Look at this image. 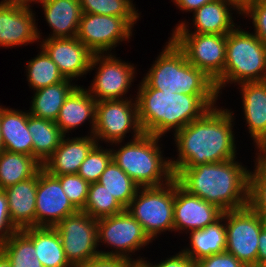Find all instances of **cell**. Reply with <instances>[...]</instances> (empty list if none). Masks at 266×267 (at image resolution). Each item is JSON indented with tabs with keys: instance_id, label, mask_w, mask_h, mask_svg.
<instances>
[{
	"instance_id": "d6986e66",
	"label": "cell",
	"mask_w": 266,
	"mask_h": 267,
	"mask_svg": "<svg viewBox=\"0 0 266 267\" xmlns=\"http://www.w3.org/2000/svg\"><path fill=\"white\" fill-rule=\"evenodd\" d=\"M192 14L191 23L186 19L179 20L174 28H172L171 33L227 35L240 23V21L234 22L237 21L239 16L241 17V13L232 4L224 0H215L204 4ZM233 14L236 15L237 19Z\"/></svg>"
},
{
	"instance_id": "74e56055",
	"label": "cell",
	"mask_w": 266,
	"mask_h": 267,
	"mask_svg": "<svg viewBox=\"0 0 266 267\" xmlns=\"http://www.w3.org/2000/svg\"><path fill=\"white\" fill-rule=\"evenodd\" d=\"M56 176L71 203L78 209L82 210L88 197L89 183L79 174H64Z\"/></svg>"
},
{
	"instance_id": "d590c367",
	"label": "cell",
	"mask_w": 266,
	"mask_h": 267,
	"mask_svg": "<svg viewBox=\"0 0 266 267\" xmlns=\"http://www.w3.org/2000/svg\"><path fill=\"white\" fill-rule=\"evenodd\" d=\"M249 170L248 205L266 220V161L255 151Z\"/></svg>"
},
{
	"instance_id": "681fc988",
	"label": "cell",
	"mask_w": 266,
	"mask_h": 267,
	"mask_svg": "<svg viewBox=\"0 0 266 267\" xmlns=\"http://www.w3.org/2000/svg\"><path fill=\"white\" fill-rule=\"evenodd\" d=\"M256 152L266 161V142Z\"/></svg>"
},
{
	"instance_id": "7402d4cb",
	"label": "cell",
	"mask_w": 266,
	"mask_h": 267,
	"mask_svg": "<svg viewBox=\"0 0 266 267\" xmlns=\"http://www.w3.org/2000/svg\"><path fill=\"white\" fill-rule=\"evenodd\" d=\"M97 101L83 85H78L66 98L55 123L65 136L87 124V134L93 135Z\"/></svg>"
},
{
	"instance_id": "ee69618b",
	"label": "cell",
	"mask_w": 266,
	"mask_h": 267,
	"mask_svg": "<svg viewBox=\"0 0 266 267\" xmlns=\"http://www.w3.org/2000/svg\"><path fill=\"white\" fill-rule=\"evenodd\" d=\"M215 0H171L176 6V9L181 12L193 13L202 7L204 4L213 2Z\"/></svg>"
},
{
	"instance_id": "8992f818",
	"label": "cell",
	"mask_w": 266,
	"mask_h": 267,
	"mask_svg": "<svg viewBox=\"0 0 266 267\" xmlns=\"http://www.w3.org/2000/svg\"><path fill=\"white\" fill-rule=\"evenodd\" d=\"M240 25L227 34L224 71L214 81L220 98L225 87L266 80V45L247 24L245 29Z\"/></svg>"
},
{
	"instance_id": "bcb514c9",
	"label": "cell",
	"mask_w": 266,
	"mask_h": 267,
	"mask_svg": "<svg viewBox=\"0 0 266 267\" xmlns=\"http://www.w3.org/2000/svg\"><path fill=\"white\" fill-rule=\"evenodd\" d=\"M232 4L241 14L255 1V0H224Z\"/></svg>"
},
{
	"instance_id": "e575fe53",
	"label": "cell",
	"mask_w": 266,
	"mask_h": 267,
	"mask_svg": "<svg viewBox=\"0 0 266 267\" xmlns=\"http://www.w3.org/2000/svg\"><path fill=\"white\" fill-rule=\"evenodd\" d=\"M124 210L125 208L106 190L105 186L99 182L89 185L87 201L81 211L86 212L92 218L100 219L116 215Z\"/></svg>"
},
{
	"instance_id": "60d3db41",
	"label": "cell",
	"mask_w": 266,
	"mask_h": 267,
	"mask_svg": "<svg viewBox=\"0 0 266 267\" xmlns=\"http://www.w3.org/2000/svg\"><path fill=\"white\" fill-rule=\"evenodd\" d=\"M168 257H164L159 262H151L148 257H144L141 267H195V261L189 257L187 253H185L182 249L180 251L175 252L174 255H167ZM170 256V257H169ZM165 259V260H164ZM150 261V262H149ZM154 263V264H153Z\"/></svg>"
},
{
	"instance_id": "4dcf8cb0",
	"label": "cell",
	"mask_w": 266,
	"mask_h": 267,
	"mask_svg": "<svg viewBox=\"0 0 266 267\" xmlns=\"http://www.w3.org/2000/svg\"><path fill=\"white\" fill-rule=\"evenodd\" d=\"M37 48V55L24 63L26 81L32 91L58 84L66 79L48 54L40 46Z\"/></svg>"
},
{
	"instance_id": "5b68a950",
	"label": "cell",
	"mask_w": 266,
	"mask_h": 267,
	"mask_svg": "<svg viewBox=\"0 0 266 267\" xmlns=\"http://www.w3.org/2000/svg\"><path fill=\"white\" fill-rule=\"evenodd\" d=\"M154 59L142 78L151 88L186 95H218L214 81L193 66L170 37Z\"/></svg>"
},
{
	"instance_id": "83f0119b",
	"label": "cell",
	"mask_w": 266,
	"mask_h": 267,
	"mask_svg": "<svg viewBox=\"0 0 266 267\" xmlns=\"http://www.w3.org/2000/svg\"><path fill=\"white\" fill-rule=\"evenodd\" d=\"M187 236L189 243L181 249L194 261L222 253L226 249L225 219L222 217L204 229L189 232Z\"/></svg>"
},
{
	"instance_id": "836d02e7",
	"label": "cell",
	"mask_w": 266,
	"mask_h": 267,
	"mask_svg": "<svg viewBox=\"0 0 266 267\" xmlns=\"http://www.w3.org/2000/svg\"><path fill=\"white\" fill-rule=\"evenodd\" d=\"M0 251L9 260L11 267H43L35 255L34 243L21 230L0 245Z\"/></svg>"
},
{
	"instance_id": "30bf717a",
	"label": "cell",
	"mask_w": 266,
	"mask_h": 267,
	"mask_svg": "<svg viewBox=\"0 0 266 267\" xmlns=\"http://www.w3.org/2000/svg\"><path fill=\"white\" fill-rule=\"evenodd\" d=\"M128 133H131L132 137L130 134L128 136ZM142 134L136 98L97 102L93 136L98 144L109 145L127 138L130 141Z\"/></svg>"
},
{
	"instance_id": "9a60e30c",
	"label": "cell",
	"mask_w": 266,
	"mask_h": 267,
	"mask_svg": "<svg viewBox=\"0 0 266 267\" xmlns=\"http://www.w3.org/2000/svg\"><path fill=\"white\" fill-rule=\"evenodd\" d=\"M223 210L198 196L189 194L174 177V236L186 235L216 223L222 218ZM186 234V235H185Z\"/></svg>"
},
{
	"instance_id": "ba28073f",
	"label": "cell",
	"mask_w": 266,
	"mask_h": 267,
	"mask_svg": "<svg viewBox=\"0 0 266 267\" xmlns=\"http://www.w3.org/2000/svg\"><path fill=\"white\" fill-rule=\"evenodd\" d=\"M126 210L152 241L174 233V178L161 186L140 187Z\"/></svg>"
},
{
	"instance_id": "d6a6232c",
	"label": "cell",
	"mask_w": 266,
	"mask_h": 267,
	"mask_svg": "<svg viewBox=\"0 0 266 267\" xmlns=\"http://www.w3.org/2000/svg\"><path fill=\"white\" fill-rule=\"evenodd\" d=\"M133 0H80L83 14H98L124 18L133 28L141 13Z\"/></svg>"
},
{
	"instance_id": "7a4b0ae2",
	"label": "cell",
	"mask_w": 266,
	"mask_h": 267,
	"mask_svg": "<svg viewBox=\"0 0 266 267\" xmlns=\"http://www.w3.org/2000/svg\"><path fill=\"white\" fill-rule=\"evenodd\" d=\"M138 120L143 133L166 138L201 118L219 95H186L151 88L143 79L136 88Z\"/></svg>"
},
{
	"instance_id": "ac0fdd59",
	"label": "cell",
	"mask_w": 266,
	"mask_h": 267,
	"mask_svg": "<svg viewBox=\"0 0 266 267\" xmlns=\"http://www.w3.org/2000/svg\"><path fill=\"white\" fill-rule=\"evenodd\" d=\"M36 45L48 54L65 78L76 82L88 75L93 53L76 37L39 38Z\"/></svg>"
},
{
	"instance_id": "484cf974",
	"label": "cell",
	"mask_w": 266,
	"mask_h": 267,
	"mask_svg": "<svg viewBox=\"0 0 266 267\" xmlns=\"http://www.w3.org/2000/svg\"><path fill=\"white\" fill-rule=\"evenodd\" d=\"M33 243L43 267H73L66 258L60 235L54 227H27L21 230Z\"/></svg>"
},
{
	"instance_id": "8d00e7d4",
	"label": "cell",
	"mask_w": 266,
	"mask_h": 267,
	"mask_svg": "<svg viewBox=\"0 0 266 267\" xmlns=\"http://www.w3.org/2000/svg\"><path fill=\"white\" fill-rule=\"evenodd\" d=\"M97 144L82 162L78 173L89 184L98 182L100 176L112 160L110 145ZM109 147V148H107Z\"/></svg>"
},
{
	"instance_id": "f6af8a7d",
	"label": "cell",
	"mask_w": 266,
	"mask_h": 267,
	"mask_svg": "<svg viewBox=\"0 0 266 267\" xmlns=\"http://www.w3.org/2000/svg\"><path fill=\"white\" fill-rule=\"evenodd\" d=\"M266 263V224L262 227L259 235L257 267H261Z\"/></svg>"
},
{
	"instance_id": "44dd1931",
	"label": "cell",
	"mask_w": 266,
	"mask_h": 267,
	"mask_svg": "<svg viewBox=\"0 0 266 267\" xmlns=\"http://www.w3.org/2000/svg\"><path fill=\"white\" fill-rule=\"evenodd\" d=\"M34 4L41 5L40 9H42L44 21L51 30L48 36H43L40 32L41 29L38 28L39 19H37L38 38H71L77 36L79 23L83 15L80 0H35Z\"/></svg>"
},
{
	"instance_id": "b9f144b4",
	"label": "cell",
	"mask_w": 266,
	"mask_h": 267,
	"mask_svg": "<svg viewBox=\"0 0 266 267\" xmlns=\"http://www.w3.org/2000/svg\"><path fill=\"white\" fill-rule=\"evenodd\" d=\"M195 267H247L234 255L224 251L195 261Z\"/></svg>"
},
{
	"instance_id": "c3c4849f",
	"label": "cell",
	"mask_w": 266,
	"mask_h": 267,
	"mask_svg": "<svg viewBox=\"0 0 266 267\" xmlns=\"http://www.w3.org/2000/svg\"><path fill=\"white\" fill-rule=\"evenodd\" d=\"M0 267H11L9 260L1 251H0Z\"/></svg>"
},
{
	"instance_id": "603a6c76",
	"label": "cell",
	"mask_w": 266,
	"mask_h": 267,
	"mask_svg": "<svg viewBox=\"0 0 266 267\" xmlns=\"http://www.w3.org/2000/svg\"><path fill=\"white\" fill-rule=\"evenodd\" d=\"M64 136L42 168L51 175L77 174L82 162L98 144L93 135Z\"/></svg>"
},
{
	"instance_id": "5bb4252c",
	"label": "cell",
	"mask_w": 266,
	"mask_h": 267,
	"mask_svg": "<svg viewBox=\"0 0 266 267\" xmlns=\"http://www.w3.org/2000/svg\"><path fill=\"white\" fill-rule=\"evenodd\" d=\"M187 60L215 81L224 71L227 35L171 33Z\"/></svg>"
},
{
	"instance_id": "1f68e13d",
	"label": "cell",
	"mask_w": 266,
	"mask_h": 267,
	"mask_svg": "<svg viewBox=\"0 0 266 267\" xmlns=\"http://www.w3.org/2000/svg\"><path fill=\"white\" fill-rule=\"evenodd\" d=\"M98 182L126 209L140 186L136 184L114 161L107 165Z\"/></svg>"
},
{
	"instance_id": "6da1fadb",
	"label": "cell",
	"mask_w": 266,
	"mask_h": 267,
	"mask_svg": "<svg viewBox=\"0 0 266 267\" xmlns=\"http://www.w3.org/2000/svg\"><path fill=\"white\" fill-rule=\"evenodd\" d=\"M219 106L221 105L218 103L201 118L172 135L177 152V157H170L173 174L180 167H194L238 158L239 141L234 131V128H237L236 113L231 107Z\"/></svg>"
},
{
	"instance_id": "d4e9b609",
	"label": "cell",
	"mask_w": 266,
	"mask_h": 267,
	"mask_svg": "<svg viewBox=\"0 0 266 267\" xmlns=\"http://www.w3.org/2000/svg\"><path fill=\"white\" fill-rule=\"evenodd\" d=\"M1 133L5 151L33 156V140L28 130V110L1 104Z\"/></svg>"
},
{
	"instance_id": "f1b7e54d",
	"label": "cell",
	"mask_w": 266,
	"mask_h": 267,
	"mask_svg": "<svg viewBox=\"0 0 266 267\" xmlns=\"http://www.w3.org/2000/svg\"><path fill=\"white\" fill-rule=\"evenodd\" d=\"M28 130L33 140V157L43 165L65 136L54 121L29 114Z\"/></svg>"
},
{
	"instance_id": "e0dca14e",
	"label": "cell",
	"mask_w": 266,
	"mask_h": 267,
	"mask_svg": "<svg viewBox=\"0 0 266 267\" xmlns=\"http://www.w3.org/2000/svg\"><path fill=\"white\" fill-rule=\"evenodd\" d=\"M35 13L33 5L0 3V48L38 43Z\"/></svg>"
},
{
	"instance_id": "f35d334b",
	"label": "cell",
	"mask_w": 266,
	"mask_h": 267,
	"mask_svg": "<svg viewBox=\"0 0 266 267\" xmlns=\"http://www.w3.org/2000/svg\"><path fill=\"white\" fill-rule=\"evenodd\" d=\"M241 16H243L242 19H245V22L248 19V22H252L250 27L251 29L254 28L253 33L266 45V2L255 0Z\"/></svg>"
},
{
	"instance_id": "52a82bcc",
	"label": "cell",
	"mask_w": 266,
	"mask_h": 267,
	"mask_svg": "<svg viewBox=\"0 0 266 267\" xmlns=\"http://www.w3.org/2000/svg\"><path fill=\"white\" fill-rule=\"evenodd\" d=\"M97 228L100 255L124 258L139 266L145 258L142 254L136 257L137 253L153 243L142 225L126 209L116 215L97 219ZM101 245H104V250Z\"/></svg>"
},
{
	"instance_id": "7dc6e473",
	"label": "cell",
	"mask_w": 266,
	"mask_h": 267,
	"mask_svg": "<svg viewBox=\"0 0 266 267\" xmlns=\"http://www.w3.org/2000/svg\"><path fill=\"white\" fill-rule=\"evenodd\" d=\"M35 0H1L0 3H17L25 5H34Z\"/></svg>"
},
{
	"instance_id": "8fae6325",
	"label": "cell",
	"mask_w": 266,
	"mask_h": 267,
	"mask_svg": "<svg viewBox=\"0 0 266 267\" xmlns=\"http://www.w3.org/2000/svg\"><path fill=\"white\" fill-rule=\"evenodd\" d=\"M226 230L225 251L247 267H257L259 235L266 220L249 205L223 212Z\"/></svg>"
},
{
	"instance_id": "277c9868",
	"label": "cell",
	"mask_w": 266,
	"mask_h": 267,
	"mask_svg": "<svg viewBox=\"0 0 266 267\" xmlns=\"http://www.w3.org/2000/svg\"><path fill=\"white\" fill-rule=\"evenodd\" d=\"M163 140V137L143 133L127 142L111 143L112 159L140 187L164 185L174 174L170 157L164 155Z\"/></svg>"
},
{
	"instance_id": "2e32d148",
	"label": "cell",
	"mask_w": 266,
	"mask_h": 267,
	"mask_svg": "<svg viewBox=\"0 0 266 267\" xmlns=\"http://www.w3.org/2000/svg\"><path fill=\"white\" fill-rule=\"evenodd\" d=\"M63 192L59 179L41 168L36 190V227H55L61 220L78 212Z\"/></svg>"
},
{
	"instance_id": "4316f807",
	"label": "cell",
	"mask_w": 266,
	"mask_h": 267,
	"mask_svg": "<svg viewBox=\"0 0 266 267\" xmlns=\"http://www.w3.org/2000/svg\"><path fill=\"white\" fill-rule=\"evenodd\" d=\"M76 83L66 78L58 84L33 91L29 114L55 122L66 98L78 86Z\"/></svg>"
},
{
	"instance_id": "ffe728a7",
	"label": "cell",
	"mask_w": 266,
	"mask_h": 267,
	"mask_svg": "<svg viewBox=\"0 0 266 267\" xmlns=\"http://www.w3.org/2000/svg\"><path fill=\"white\" fill-rule=\"evenodd\" d=\"M236 86L241 95L242 119L256 151L266 142V80Z\"/></svg>"
},
{
	"instance_id": "f907efd6",
	"label": "cell",
	"mask_w": 266,
	"mask_h": 267,
	"mask_svg": "<svg viewBox=\"0 0 266 267\" xmlns=\"http://www.w3.org/2000/svg\"><path fill=\"white\" fill-rule=\"evenodd\" d=\"M4 150L3 137L1 133V103H0V153Z\"/></svg>"
},
{
	"instance_id": "cb8c5ba5",
	"label": "cell",
	"mask_w": 266,
	"mask_h": 267,
	"mask_svg": "<svg viewBox=\"0 0 266 267\" xmlns=\"http://www.w3.org/2000/svg\"><path fill=\"white\" fill-rule=\"evenodd\" d=\"M37 185L38 172L33 177L4 189L10 219L19 230L35 226Z\"/></svg>"
},
{
	"instance_id": "3957f363",
	"label": "cell",
	"mask_w": 266,
	"mask_h": 267,
	"mask_svg": "<svg viewBox=\"0 0 266 267\" xmlns=\"http://www.w3.org/2000/svg\"><path fill=\"white\" fill-rule=\"evenodd\" d=\"M239 159L180 167L174 177L189 194L229 211L244 208L249 199V168Z\"/></svg>"
},
{
	"instance_id": "f546056e",
	"label": "cell",
	"mask_w": 266,
	"mask_h": 267,
	"mask_svg": "<svg viewBox=\"0 0 266 267\" xmlns=\"http://www.w3.org/2000/svg\"><path fill=\"white\" fill-rule=\"evenodd\" d=\"M41 168L33 156L3 150L0 153V189L33 177Z\"/></svg>"
},
{
	"instance_id": "7c38bea8",
	"label": "cell",
	"mask_w": 266,
	"mask_h": 267,
	"mask_svg": "<svg viewBox=\"0 0 266 267\" xmlns=\"http://www.w3.org/2000/svg\"><path fill=\"white\" fill-rule=\"evenodd\" d=\"M54 228L60 235L66 258L73 267L100 256L97 219L86 212L79 210L61 220Z\"/></svg>"
},
{
	"instance_id": "4fadbf2b",
	"label": "cell",
	"mask_w": 266,
	"mask_h": 267,
	"mask_svg": "<svg viewBox=\"0 0 266 267\" xmlns=\"http://www.w3.org/2000/svg\"><path fill=\"white\" fill-rule=\"evenodd\" d=\"M133 32L134 28L124 18L83 14L76 38L93 54H106L113 53L121 43H129Z\"/></svg>"
},
{
	"instance_id": "ab89813d",
	"label": "cell",
	"mask_w": 266,
	"mask_h": 267,
	"mask_svg": "<svg viewBox=\"0 0 266 267\" xmlns=\"http://www.w3.org/2000/svg\"><path fill=\"white\" fill-rule=\"evenodd\" d=\"M18 230L10 219L7 195L3 189H0V245Z\"/></svg>"
},
{
	"instance_id": "9c48e42d",
	"label": "cell",
	"mask_w": 266,
	"mask_h": 267,
	"mask_svg": "<svg viewBox=\"0 0 266 267\" xmlns=\"http://www.w3.org/2000/svg\"><path fill=\"white\" fill-rule=\"evenodd\" d=\"M116 55L115 52L93 54L89 73L94 70L95 74L93 73L90 85L85 88L97 102L136 98V94L131 96L129 92L132 91L131 87L134 86V80L138 76V67ZM128 93L130 96L127 97Z\"/></svg>"
},
{
	"instance_id": "7bdbcfd3",
	"label": "cell",
	"mask_w": 266,
	"mask_h": 267,
	"mask_svg": "<svg viewBox=\"0 0 266 267\" xmlns=\"http://www.w3.org/2000/svg\"><path fill=\"white\" fill-rule=\"evenodd\" d=\"M136 263L120 258L110 256H98L78 267H138Z\"/></svg>"
}]
</instances>
